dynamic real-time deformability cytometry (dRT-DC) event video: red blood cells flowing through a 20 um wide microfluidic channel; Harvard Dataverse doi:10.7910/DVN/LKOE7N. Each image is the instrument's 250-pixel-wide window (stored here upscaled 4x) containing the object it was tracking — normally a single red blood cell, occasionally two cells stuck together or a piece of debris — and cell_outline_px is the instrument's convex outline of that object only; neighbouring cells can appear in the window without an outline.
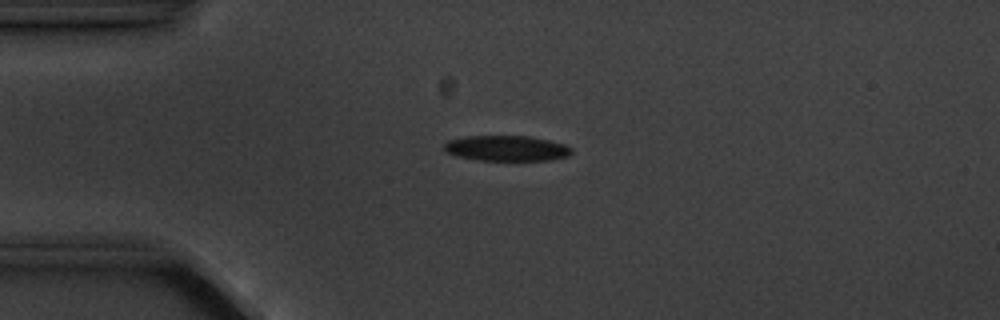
{"species": "common noctule bat (a hibernating species)", "species_latin": "Nyctalus noctula", "temperature_condition": "cold", "stored_images_in_passage": 3, "camera_frame_rate_fps": 3000, "um_per_image_px": 0.085, "animal": {"sex": "male", "body_mass_g": 20.1, "forearm_length_mm": 53.5}, "frame": {"image": 1, "passage_image": 2, "time_ms": 1.333, "image_size_px": [1000, 320], "cell_outline_px": [[572, 152], [568, 156], [548, 160], [476, 160], [456, 156], [444, 152], [444, 144], [448, 140], [468, 136], [528, 136], [548, 140], [564, 144], [572, 148]], "centroid_in_image_um": [43.02, 12.6], "position_along_channel_um": 42.0, "area_um2": 18.9}}